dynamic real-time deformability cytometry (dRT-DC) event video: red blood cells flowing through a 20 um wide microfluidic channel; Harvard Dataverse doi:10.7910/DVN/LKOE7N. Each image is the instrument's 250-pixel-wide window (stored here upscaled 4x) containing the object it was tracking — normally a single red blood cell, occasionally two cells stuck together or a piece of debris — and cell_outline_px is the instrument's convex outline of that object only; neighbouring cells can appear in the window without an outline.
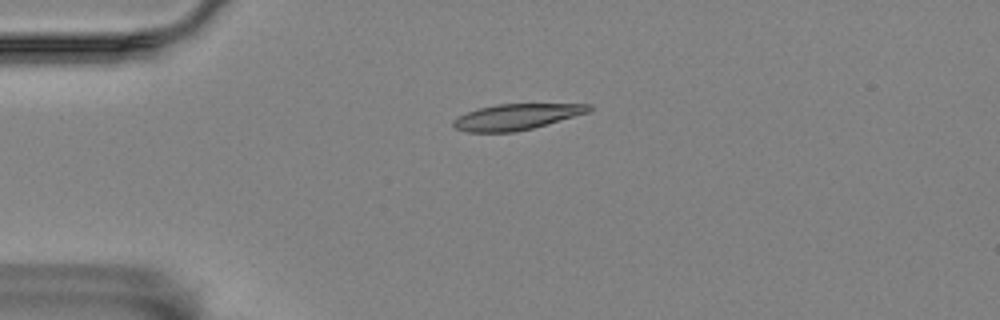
{"species": "Egyptian fruit bat (a non-hibernating species)", "species_latin": "Rousettus aegyptiacus", "temperature_condition": "room temperature", "stored_images_in_passage": 3, "camera_frame_rate_fps": 3000, "um_per_image_px": 0.085, "animal": {"sex": "female"}, "frame": {"image": 1, "passage_image": 1, "time_ms": 0.0, "image_size_px": [1000, 320], "cell_outline_px": [[592, 108], [588, 112], [548, 124], [516, 132], [468, 132], [456, 128], [452, 124], [452, 120], [468, 112], [480, 108], [496, 104], [592, 104]], "centroid_in_image_um": [43.9, 9.93], "position_along_channel_um": 41.1, "area_um2": 20.23}}